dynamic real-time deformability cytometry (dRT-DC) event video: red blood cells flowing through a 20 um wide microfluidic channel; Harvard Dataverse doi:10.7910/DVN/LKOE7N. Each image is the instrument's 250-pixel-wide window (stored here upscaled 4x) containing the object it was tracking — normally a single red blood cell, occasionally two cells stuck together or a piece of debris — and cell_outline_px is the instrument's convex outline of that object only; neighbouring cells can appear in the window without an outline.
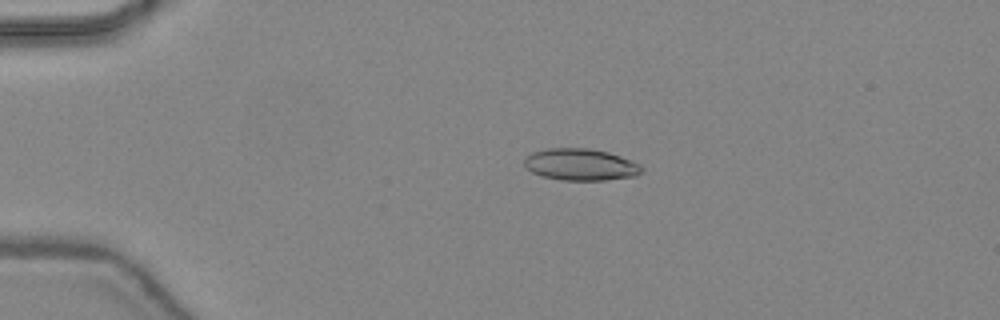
{"species": "common noctule bat (a hibernating species)", "species_latin": "Nyctalus noctula", "temperature_condition": "warm", "stored_images_in_passage": 27, "camera_frame_rate_fps": 3000, "um_per_image_px": 0.085, "animal": {"sex": "female", "body_mass_g": 24.6, "forearm_length_mm": 56.2}, "frame": {"image": 1, "passage_image": 11, "time_ms": 3.333, "image_size_px": [1000, 320], "cell_outline_px": [[644, 172], [636, 176], [604, 180], [560, 180], [540, 176], [524, 168], [524, 156], [532, 152], [544, 148], [588, 148], [608, 152], [620, 156], [640, 164], [644, 168]], "centroid_in_image_um": [49.32, 13.99], "position_along_channel_um": 35.7, "area_um2": 22.14}}
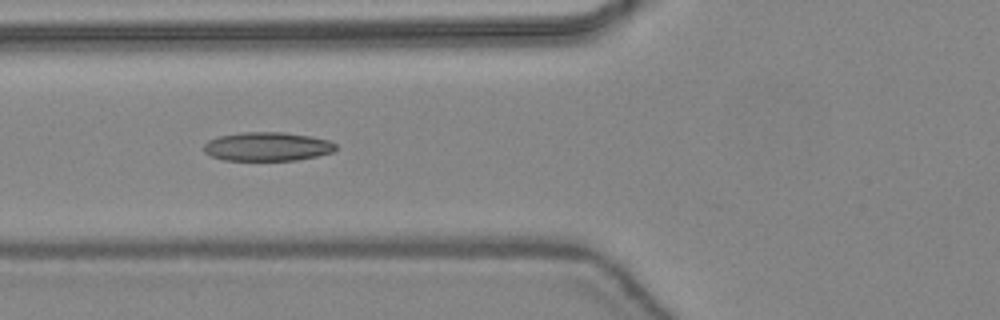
{"frame": {"image": 2, "passage_image": 19, "time_ms": 6.0, "image_size_px": [1000, 320], "cell_outline_px": [[336, 148], [332, 152], [316, 156], [296, 160], [224, 160], [212, 156], [204, 152], [204, 144], [208, 140], [220, 136], [240, 132], [284, 132], [312, 136], [328, 140], [336, 144]], "centroid_in_image_um": [22.72, 12.45], "position_along_channel_um": 103.1, "area_um2": 22.14}}
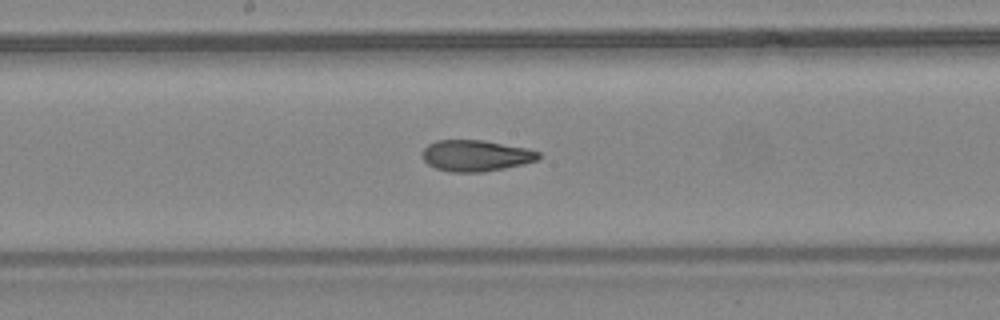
{"frame": {"image": 3, "passage_image": 26, "time_ms": 8.333, "image_size_px": [1000, 320], "cell_outline_px": [[540, 156], [536, 160], [524, 164], [484, 172], [452, 172], [436, 168], [428, 164], [424, 160], [424, 148], [428, 144], [436, 140], [484, 140], [528, 148], [540, 152]], "centroid_in_image_um": [40.47, 13.22], "position_along_channel_um": 207.7, "area_um2": 21.1}}